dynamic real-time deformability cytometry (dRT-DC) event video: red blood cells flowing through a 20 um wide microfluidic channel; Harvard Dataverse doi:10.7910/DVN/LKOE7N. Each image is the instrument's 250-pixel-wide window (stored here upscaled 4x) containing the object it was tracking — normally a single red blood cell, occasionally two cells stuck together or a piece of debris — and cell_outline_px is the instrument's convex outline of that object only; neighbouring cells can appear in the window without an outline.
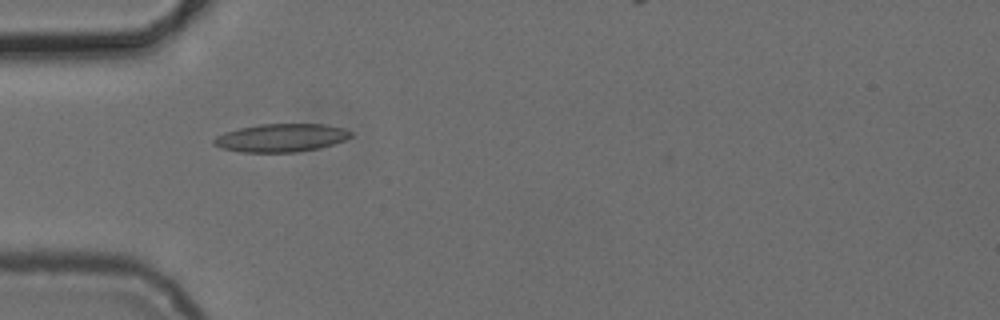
{"species": "common noctule bat (a hibernating species)", "species_latin": "Nyctalus noctula", "temperature_condition": "cold", "stored_images_in_passage": 6, "camera_frame_rate_fps": 3000, "um_per_image_px": 0.085, "animal": {"sex": "female", "body_mass_g": 24.6, "forearm_length_mm": 56.2}, "frame": {"image": 1, "passage_image": 2, "time_ms": 2.333, "image_size_px": [1000, 320], "cell_outline_px": [[352, 136], [344, 140], [320, 148], [296, 152], [240, 152], [220, 148], [212, 144], [212, 140], [216, 136], [224, 132], [240, 128], [260, 124], [324, 124], [344, 128], [352, 132]], "centroid_in_image_um": [23.87, 11.71], "position_along_channel_um": 61.1, "area_um2": 22.54}}
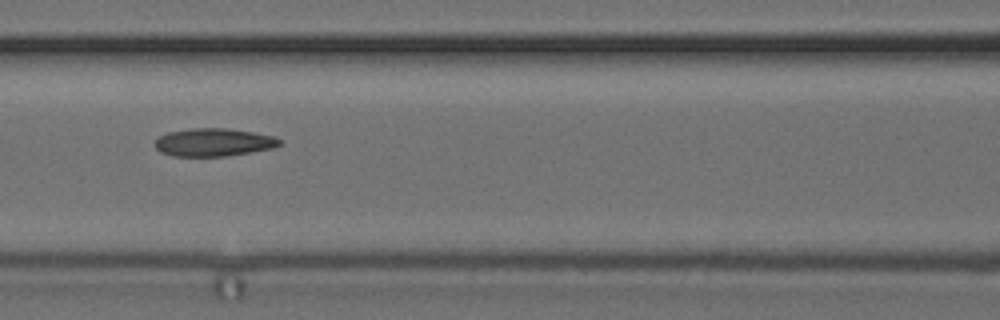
{"frame": {"image": 2, "passage_image": 4, "time_ms": 4.667, "image_size_px": [1000, 320], "cell_outline_px": [[284, 144], [276, 148], [252, 152], [224, 156], [172, 156], [160, 152], [156, 148], [156, 140], [160, 136], [168, 132], [192, 128], [224, 128], [252, 132], [276, 136]], "centroid_in_image_um": [18.22, 12.1], "position_along_channel_um": 148.4, "area_um2": 20.4}}
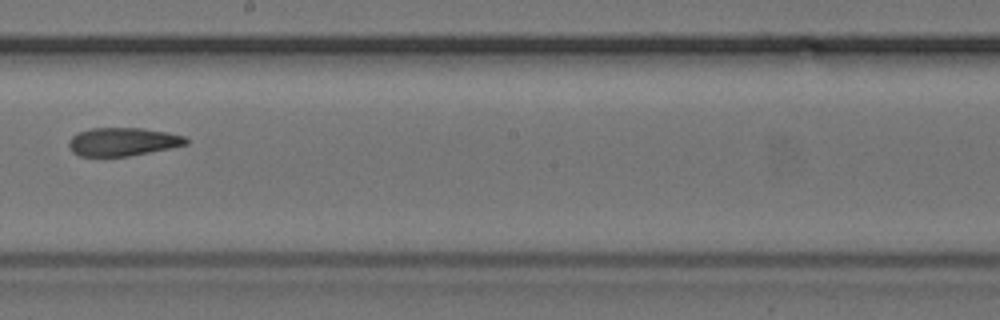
{"frame": {"image": 3, "passage_image": 6, "time_ms": 7.0, "image_size_px": [1000, 320], "cell_outline_px": [[188, 144], [128, 156], [80, 156], [72, 152], [68, 144], [68, 140], [72, 136], [80, 132], [92, 128], [144, 128], [168, 132], [184, 136], [188, 140]], "centroid_in_image_um": [10.42, 12.04], "position_along_channel_um": 237.8, "area_um2": 19.19}}